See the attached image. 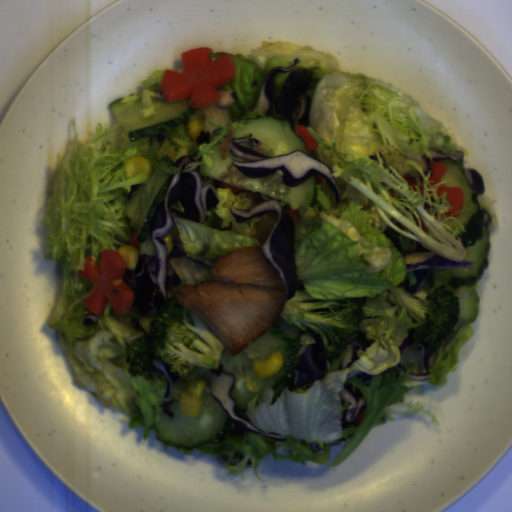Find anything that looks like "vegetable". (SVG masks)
Segmentation results:
<instances>
[{"label":"vegetable","mask_w":512,"mask_h":512,"mask_svg":"<svg viewBox=\"0 0 512 512\" xmlns=\"http://www.w3.org/2000/svg\"><path fill=\"white\" fill-rule=\"evenodd\" d=\"M222 54L233 60L235 77L217 90L234 91L235 102L222 108L219 101L197 108L182 125L160 133L164 139L151 146L148 137L129 141L116 122L95 126L92 141L82 140L76 119L68 125L64 151L56 153V165L45 190V261H53L62 280L56 296L49 326L55 330L60 349L68 362L76 384L107 409L129 417L128 429H144L143 441L162 416L159 407L167 390L166 378L151 383L140 373L132 376L125 361L126 350L147 331L140 325L143 312L131 305L127 314L117 315L108 300L96 325H84L93 313L84 299L94 287L85 277L86 258L90 267L101 263L102 250H117L129 245L139 234V225L126 215V203L139 187L148 182L154 170L174 177L179 173L175 160L199 152L201 160L181 172L199 171L200 165L213 167L209 152L226 142L230 125L243 119L267 117L258 102L261 86L276 67H290L277 74L272 84L269 117L276 119V102L284 81L295 69L311 70L306 93L310 97V117L306 130L317 147L311 157L328 166L340 189V200L328 181L317 175V198L313 207L300 206L298 223L293 219L296 290L306 291L312 299L323 301L366 297L358 338L367 342L357 351V359L341 369L348 348L330 363L322 379L290 391L286 386L272 403L271 387L260 400L254 398L243 410L247 419L265 433L281 434L286 441H274L264 434L230 429L219 440L196 449L174 447L161 441L164 450L173 448L185 456H227L223 464L227 476L240 475L252 468L257 479L260 460L271 455L274 460L339 467L360 445L373 428L385 425L393 416L423 412L432 423L437 418L418 402H406L417 386L447 384L448 373L457 370L458 354L474 333L460 316L448 339L441 341L430 377L424 381L408 380L410 374L422 375L419 359V336L400 355L399 347L409 330L417 334L424 322H417L406 310L397 288L408 291L415 286V272L407 271L406 254L433 252L458 262H465V246L460 232L466 231L457 213L472 211L464 207L447 216L452 204L440 180L433 186L423 172L422 157L431 160L430 150L443 155L462 151L468 154L449 129L423 110L411 95L381 79L357 72H343L330 53L286 41H264L250 54L212 51L214 62ZM257 102V108L252 111ZM201 120L202 130L211 132L210 143L196 145L187 130L193 119ZM141 156L150 162V174L126 177L123 167L129 157ZM415 169L424 181L416 191L404 175ZM407 369L396 379L394 371L382 375L396 364ZM362 371L373 376L370 386L362 379L346 380L348 372ZM358 388L367 410L359 425L341 427L343 411L339 393L344 383ZM320 451L314 453L311 443ZM243 458L230 465L233 455Z\"/></svg>","instance_id":"add77e79"},{"label":"vegetable","mask_w":512,"mask_h":512,"mask_svg":"<svg viewBox=\"0 0 512 512\" xmlns=\"http://www.w3.org/2000/svg\"><path fill=\"white\" fill-rule=\"evenodd\" d=\"M218 202L204 215L203 223L177 216L171 209L184 211V205L174 201L169 207L173 226L168 235L172 243H182L185 255L195 260L203 255L207 261L221 260L236 248L257 245L261 250L266 242L277 215L267 213L254 217L244 223H237L231 207L246 210L266 202L261 193H253L242 188L234 194L230 188L222 185L216 190Z\"/></svg>","instance_id":"ea0f7189"},{"label":"vegetable","mask_w":512,"mask_h":512,"mask_svg":"<svg viewBox=\"0 0 512 512\" xmlns=\"http://www.w3.org/2000/svg\"><path fill=\"white\" fill-rule=\"evenodd\" d=\"M169 264L174 269L179 283L171 285L167 290V299L175 298V292L184 285L198 286L207 281L214 273L213 267L200 264L196 260L187 257L168 258Z\"/></svg>","instance_id":"f7b5029e"},{"label":"vegetable","mask_w":512,"mask_h":512,"mask_svg":"<svg viewBox=\"0 0 512 512\" xmlns=\"http://www.w3.org/2000/svg\"><path fill=\"white\" fill-rule=\"evenodd\" d=\"M167 70H171L176 73H184L185 71L184 66L179 69H171L168 67L153 71L150 76L141 80V92L124 98L122 103H126L129 106L141 98L143 104V109L141 112L143 117H151L155 112L153 100L155 98H160L166 101L162 91L161 82Z\"/></svg>","instance_id":"96ceb2fe"},{"label":"vegetable","mask_w":512,"mask_h":512,"mask_svg":"<svg viewBox=\"0 0 512 512\" xmlns=\"http://www.w3.org/2000/svg\"><path fill=\"white\" fill-rule=\"evenodd\" d=\"M304 318V312L299 311L296 314L289 315V317L284 320L279 315L274 320L271 327L278 330L279 332L285 334L294 340L296 344L297 353L302 347H308L315 345L316 341L313 336L310 334V329H302L298 326H293L295 322H299Z\"/></svg>","instance_id":"f1789d4c"},{"label":"vegetable","mask_w":512,"mask_h":512,"mask_svg":"<svg viewBox=\"0 0 512 512\" xmlns=\"http://www.w3.org/2000/svg\"><path fill=\"white\" fill-rule=\"evenodd\" d=\"M478 204L482 210H486L491 216V222L487 225L489 236L495 232V230L499 227L497 216H496V207L492 198L488 197L484 193L482 195L477 196Z\"/></svg>","instance_id":"8f37a823"},{"label":"vegetable","mask_w":512,"mask_h":512,"mask_svg":"<svg viewBox=\"0 0 512 512\" xmlns=\"http://www.w3.org/2000/svg\"><path fill=\"white\" fill-rule=\"evenodd\" d=\"M435 288H429L428 286V282H427V279L423 285V288L421 291H419L418 293L414 294L415 297L421 299V300H425L427 295H431L433 292H434Z\"/></svg>","instance_id":"6e5ebb59"}]
</instances>
